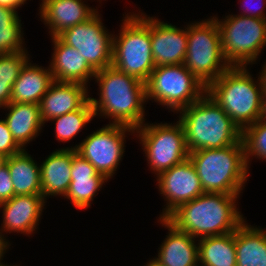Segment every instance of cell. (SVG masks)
<instances>
[{"mask_svg":"<svg viewBox=\"0 0 266 266\" xmlns=\"http://www.w3.org/2000/svg\"><path fill=\"white\" fill-rule=\"evenodd\" d=\"M93 79L99 86V99L90 97L95 117L99 115L111 119L109 124H120L134 130L145 123V82L112 65L97 71Z\"/></svg>","mask_w":266,"mask_h":266,"instance_id":"1","label":"cell"},{"mask_svg":"<svg viewBox=\"0 0 266 266\" xmlns=\"http://www.w3.org/2000/svg\"><path fill=\"white\" fill-rule=\"evenodd\" d=\"M239 198L225 193H203L180 205L166 219L197 240L232 233L246 220L237 204Z\"/></svg>","mask_w":266,"mask_h":266,"instance_id":"2","label":"cell"},{"mask_svg":"<svg viewBox=\"0 0 266 266\" xmlns=\"http://www.w3.org/2000/svg\"><path fill=\"white\" fill-rule=\"evenodd\" d=\"M177 114L189 152L224 148L242 141L241 129L207 93Z\"/></svg>","mask_w":266,"mask_h":266,"instance_id":"3","label":"cell"},{"mask_svg":"<svg viewBox=\"0 0 266 266\" xmlns=\"http://www.w3.org/2000/svg\"><path fill=\"white\" fill-rule=\"evenodd\" d=\"M247 66H231L206 87L212 98L243 131L261 118L263 91ZM254 78V79H253Z\"/></svg>","mask_w":266,"mask_h":266,"instance_id":"4","label":"cell"},{"mask_svg":"<svg viewBox=\"0 0 266 266\" xmlns=\"http://www.w3.org/2000/svg\"><path fill=\"white\" fill-rule=\"evenodd\" d=\"M204 193L240 195L249 178L244 143L189 153Z\"/></svg>","mask_w":266,"mask_h":266,"instance_id":"5","label":"cell"},{"mask_svg":"<svg viewBox=\"0 0 266 266\" xmlns=\"http://www.w3.org/2000/svg\"><path fill=\"white\" fill-rule=\"evenodd\" d=\"M122 19L118 34L113 35L112 66L146 82L154 70L150 39V16L129 12Z\"/></svg>","mask_w":266,"mask_h":266,"instance_id":"6","label":"cell"},{"mask_svg":"<svg viewBox=\"0 0 266 266\" xmlns=\"http://www.w3.org/2000/svg\"><path fill=\"white\" fill-rule=\"evenodd\" d=\"M183 65L206 87L231 67L224 57L220 30L212 16L187 24Z\"/></svg>","mask_w":266,"mask_h":266,"instance_id":"7","label":"cell"},{"mask_svg":"<svg viewBox=\"0 0 266 266\" xmlns=\"http://www.w3.org/2000/svg\"><path fill=\"white\" fill-rule=\"evenodd\" d=\"M218 24L222 50L230 66L256 64L266 46V19L229 14L219 19Z\"/></svg>","mask_w":266,"mask_h":266,"instance_id":"8","label":"cell"},{"mask_svg":"<svg viewBox=\"0 0 266 266\" xmlns=\"http://www.w3.org/2000/svg\"><path fill=\"white\" fill-rule=\"evenodd\" d=\"M145 86L147 102L151 100L152 103L166 106L165 109L174 113L193 104L206 93V86L183 63L155 67Z\"/></svg>","mask_w":266,"mask_h":266,"instance_id":"9","label":"cell"},{"mask_svg":"<svg viewBox=\"0 0 266 266\" xmlns=\"http://www.w3.org/2000/svg\"><path fill=\"white\" fill-rule=\"evenodd\" d=\"M152 173H160L189 157L182 123H147L135 129Z\"/></svg>","mask_w":266,"mask_h":266,"instance_id":"10","label":"cell"},{"mask_svg":"<svg viewBox=\"0 0 266 266\" xmlns=\"http://www.w3.org/2000/svg\"><path fill=\"white\" fill-rule=\"evenodd\" d=\"M134 133L135 130L128 126L107 124L87 135L78 145L71 146V149H75L109 180L114 177L124 157L125 137L129 134L135 136Z\"/></svg>","mask_w":266,"mask_h":266,"instance_id":"11","label":"cell"},{"mask_svg":"<svg viewBox=\"0 0 266 266\" xmlns=\"http://www.w3.org/2000/svg\"><path fill=\"white\" fill-rule=\"evenodd\" d=\"M97 11L87 21L64 30L58 37L77 49L95 71L112 65L113 35L103 25Z\"/></svg>","mask_w":266,"mask_h":266,"instance_id":"12","label":"cell"},{"mask_svg":"<svg viewBox=\"0 0 266 266\" xmlns=\"http://www.w3.org/2000/svg\"><path fill=\"white\" fill-rule=\"evenodd\" d=\"M156 186L166 201L158 218L166 219L180 205L204 193L201 181L192 161L188 157L183 162L156 176Z\"/></svg>","mask_w":266,"mask_h":266,"instance_id":"13","label":"cell"},{"mask_svg":"<svg viewBox=\"0 0 266 266\" xmlns=\"http://www.w3.org/2000/svg\"><path fill=\"white\" fill-rule=\"evenodd\" d=\"M46 203L42 195L38 194L18 195L0 203L3 214L0 231L3 238L11 245L5 233L17 232L28 237L35 233Z\"/></svg>","mask_w":266,"mask_h":266,"instance_id":"14","label":"cell"},{"mask_svg":"<svg viewBox=\"0 0 266 266\" xmlns=\"http://www.w3.org/2000/svg\"><path fill=\"white\" fill-rule=\"evenodd\" d=\"M182 28L165 23L156 16L150 17L152 56L156 67L184 62L187 50V25Z\"/></svg>","mask_w":266,"mask_h":266,"instance_id":"15","label":"cell"},{"mask_svg":"<svg viewBox=\"0 0 266 266\" xmlns=\"http://www.w3.org/2000/svg\"><path fill=\"white\" fill-rule=\"evenodd\" d=\"M39 18L48 28L51 37L91 18L97 8L85 4L83 0H41Z\"/></svg>","mask_w":266,"mask_h":266,"instance_id":"16","label":"cell"},{"mask_svg":"<svg viewBox=\"0 0 266 266\" xmlns=\"http://www.w3.org/2000/svg\"><path fill=\"white\" fill-rule=\"evenodd\" d=\"M89 91L82 83L54 81L39 103L43 123L81 109L90 100Z\"/></svg>","mask_w":266,"mask_h":266,"instance_id":"17","label":"cell"},{"mask_svg":"<svg viewBox=\"0 0 266 266\" xmlns=\"http://www.w3.org/2000/svg\"><path fill=\"white\" fill-rule=\"evenodd\" d=\"M108 181L87 159L73 149L71 182L64 199H69L77 209L90 208L94 197Z\"/></svg>","mask_w":266,"mask_h":266,"instance_id":"18","label":"cell"},{"mask_svg":"<svg viewBox=\"0 0 266 266\" xmlns=\"http://www.w3.org/2000/svg\"><path fill=\"white\" fill-rule=\"evenodd\" d=\"M157 222L168 230V235L154 259L163 266H199L198 240L177 229L167 219L159 218Z\"/></svg>","mask_w":266,"mask_h":266,"instance_id":"19","label":"cell"},{"mask_svg":"<svg viewBox=\"0 0 266 266\" xmlns=\"http://www.w3.org/2000/svg\"><path fill=\"white\" fill-rule=\"evenodd\" d=\"M53 43L52 59L49 63L54 81L78 82L88 86L95 71L77 49L65 44L58 36L51 37Z\"/></svg>","mask_w":266,"mask_h":266,"instance_id":"20","label":"cell"},{"mask_svg":"<svg viewBox=\"0 0 266 266\" xmlns=\"http://www.w3.org/2000/svg\"><path fill=\"white\" fill-rule=\"evenodd\" d=\"M73 149L63 147L54 150L40 162L42 197H65L71 182Z\"/></svg>","mask_w":266,"mask_h":266,"instance_id":"21","label":"cell"},{"mask_svg":"<svg viewBox=\"0 0 266 266\" xmlns=\"http://www.w3.org/2000/svg\"><path fill=\"white\" fill-rule=\"evenodd\" d=\"M1 109L8 111L4 120L14 140L22 149H26L27 144L35 140L45 126L41 119L39 104L11 102Z\"/></svg>","mask_w":266,"mask_h":266,"instance_id":"22","label":"cell"},{"mask_svg":"<svg viewBox=\"0 0 266 266\" xmlns=\"http://www.w3.org/2000/svg\"><path fill=\"white\" fill-rule=\"evenodd\" d=\"M29 59L12 86L11 102L39 104L54 82L50 66L43 67Z\"/></svg>","mask_w":266,"mask_h":266,"instance_id":"23","label":"cell"},{"mask_svg":"<svg viewBox=\"0 0 266 266\" xmlns=\"http://www.w3.org/2000/svg\"><path fill=\"white\" fill-rule=\"evenodd\" d=\"M248 224L235 230L236 266H266V230Z\"/></svg>","mask_w":266,"mask_h":266,"instance_id":"24","label":"cell"},{"mask_svg":"<svg viewBox=\"0 0 266 266\" xmlns=\"http://www.w3.org/2000/svg\"><path fill=\"white\" fill-rule=\"evenodd\" d=\"M12 179L14 195H42L40 165L26 149L5 158Z\"/></svg>","mask_w":266,"mask_h":266,"instance_id":"25","label":"cell"},{"mask_svg":"<svg viewBox=\"0 0 266 266\" xmlns=\"http://www.w3.org/2000/svg\"><path fill=\"white\" fill-rule=\"evenodd\" d=\"M199 266H236L235 231L198 239Z\"/></svg>","mask_w":266,"mask_h":266,"instance_id":"26","label":"cell"},{"mask_svg":"<svg viewBox=\"0 0 266 266\" xmlns=\"http://www.w3.org/2000/svg\"><path fill=\"white\" fill-rule=\"evenodd\" d=\"M17 10L0 5V55L28 51Z\"/></svg>","mask_w":266,"mask_h":266,"instance_id":"27","label":"cell"},{"mask_svg":"<svg viewBox=\"0 0 266 266\" xmlns=\"http://www.w3.org/2000/svg\"><path fill=\"white\" fill-rule=\"evenodd\" d=\"M28 51L0 55V108L11 103L12 86L30 59Z\"/></svg>","mask_w":266,"mask_h":266,"instance_id":"28","label":"cell"},{"mask_svg":"<svg viewBox=\"0 0 266 266\" xmlns=\"http://www.w3.org/2000/svg\"><path fill=\"white\" fill-rule=\"evenodd\" d=\"M94 117L95 112L89 100L81 109L52 118L49 121L55 124L54 131L57 141L65 143L75 138Z\"/></svg>","mask_w":266,"mask_h":266,"instance_id":"29","label":"cell"},{"mask_svg":"<svg viewBox=\"0 0 266 266\" xmlns=\"http://www.w3.org/2000/svg\"><path fill=\"white\" fill-rule=\"evenodd\" d=\"M242 141L248 169L253 158L263 159L266 162V123L259 119L252 125L247 126L242 131Z\"/></svg>","mask_w":266,"mask_h":266,"instance_id":"30","label":"cell"},{"mask_svg":"<svg viewBox=\"0 0 266 266\" xmlns=\"http://www.w3.org/2000/svg\"><path fill=\"white\" fill-rule=\"evenodd\" d=\"M22 150L23 149L14 140L4 118L0 119V155L7 158Z\"/></svg>","mask_w":266,"mask_h":266,"instance_id":"31","label":"cell"},{"mask_svg":"<svg viewBox=\"0 0 266 266\" xmlns=\"http://www.w3.org/2000/svg\"><path fill=\"white\" fill-rule=\"evenodd\" d=\"M14 196V188L8 165L4 162L0 165V203L8 201Z\"/></svg>","mask_w":266,"mask_h":266,"instance_id":"32","label":"cell"},{"mask_svg":"<svg viewBox=\"0 0 266 266\" xmlns=\"http://www.w3.org/2000/svg\"><path fill=\"white\" fill-rule=\"evenodd\" d=\"M252 1L253 0L241 1L240 4H242V2H244L243 3L244 5H241L243 7L241 10H243V11H241L240 14L238 13V15L247 16V17L249 16V17H253V18L266 19V12H265L266 0H261V1L259 0L260 6L255 5V4H258L257 3L258 0H254V1H257L256 3L255 2L253 3L254 5L252 4ZM245 7H246V9H245Z\"/></svg>","mask_w":266,"mask_h":266,"instance_id":"33","label":"cell"},{"mask_svg":"<svg viewBox=\"0 0 266 266\" xmlns=\"http://www.w3.org/2000/svg\"><path fill=\"white\" fill-rule=\"evenodd\" d=\"M27 0H0V5L10 7L14 10H19V7L23 6Z\"/></svg>","mask_w":266,"mask_h":266,"instance_id":"34","label":"cell"},{"mask_svg":"<svg viewBox=\"0 0 266 266\" xmlns=\"http://www.w3.org/2000/svg\"><path fill=\"white\" fill-rule=\"evenodd\" d=\"M258 73L257 77L259 78L262 91L266 92V62H264L261 72Z\"/></svg>","mask_w":266,"mask_h":266,"instance_id":"35","label":"cell"},{"mask_svg":"<svg viewBox=\"0 0 266 266\" xmlns=\"http://www.w3.org/2000/svg\"><path fill=\"white\" fill-rule=\"evenodd\" d=\"M10 244L3 238L1 231H0V261L3 260L5 253L10 248Z\"/></svg>","mask_w":266,"mask_h":266,"instance_id":"36","label":"cell"},{"mask_svg":"<svg viewBox=\"0 0 266 266\" xmlns=\"http://www.w3.org/2000/svg\"><path fill=\"white\" fill-rule=\"evenodd\" d=\"M264 123H266V92H263L262 95V111H261V118Z\"/></svg>","mask_w":266,"mask_h":266,"instance_id":"37","label":"cell"},{"mask_svg":"<svg viewBox=\"0 0 266 266\" xmlns=\"http://www.w3.org/2000/svg\"><path fill=\"white\" fill-rule=\"evenodd\" d=\"M143 266H163L161 264H159L154 258L153 259H150L146 265H143Z\"/></svg>","mask_w":266,"mask_h":266,"instance_id":"38","label":"cell"},{"mask_svg":"<svg viewBox=\"0 0 266 266\" xmlns=\"http://www.w3.org/2000/svg\"><path fill=\"white\" fill-rule=\"evenodd\" d=\"M0 266H19V265H12V264H10V265H8L7 263L5 264V261L3 262L2 260L0 261Z\"/></svg>","mask_w":266,"mask_h":266,"instance_id":"39","label":"cell"},{"mask_svg":"<svg viewBox=\"0 0 266 266\" xmlns=\"http://www.w3.org/2000/svg\"><path fill=\"white\" fill-rule=\"evenodd\" d=\"M4 161H5V158H4L2 155H0V165H1L2 163H4Z\"/></svg>","mask_w":266,"mask_h":266,"instance_id":"40","label":"cell"}]
</instances>
